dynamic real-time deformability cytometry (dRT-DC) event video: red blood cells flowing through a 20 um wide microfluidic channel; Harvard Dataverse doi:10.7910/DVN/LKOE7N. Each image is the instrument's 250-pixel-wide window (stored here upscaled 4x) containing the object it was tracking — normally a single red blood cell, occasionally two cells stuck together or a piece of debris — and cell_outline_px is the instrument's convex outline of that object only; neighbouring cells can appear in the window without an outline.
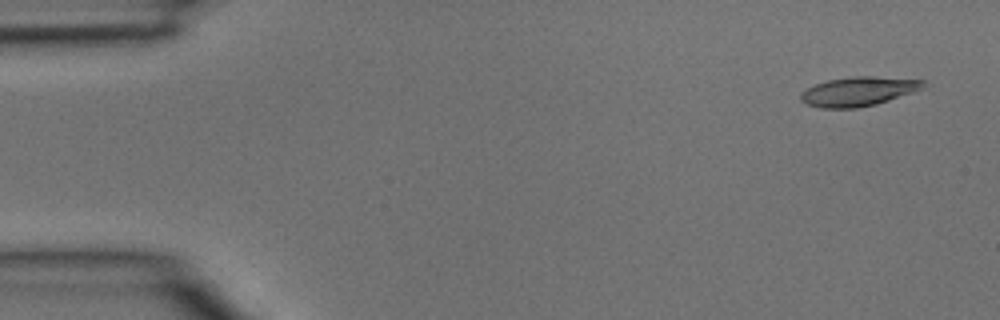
{"species": "common noctule bat (a hibernating species)", "species_latin": "Nyctalus noctula", "temperature_condition": "room temperature", "stored_images_in_passage": 38, "camera_frame_rate_fps": 3000, "um_per_image_px": 0.085, "animal": {"sex": "male", "body_mass_g": 15.6}, "frame": {"image": 1, "passage_image": 1, "time_ms": 0.0, "image_size_px": [1000, 320], "cell_outline_px": [[924, 88], [876, 104], [856, 108], [820, 108], [804, 104], [800, 100], [800, 92], [816, 84], [828, 80], [852, 76], [876, 76], [924, 80]], "centroid_in_image_um": [72.92, 7.77], "position_along_channel_um": 12.1, "area_um2": 20.87}}
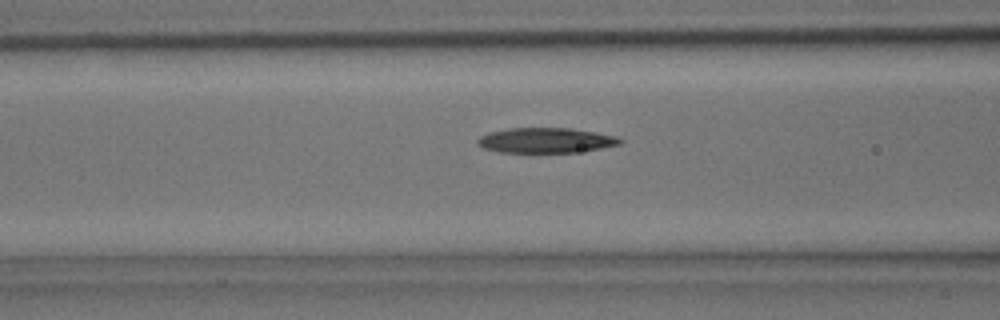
{"frame": {"image": 2, "passage_image": 14, "time_ms": 4.333, "image_size_px": [1000, 320], "cell_outline_px": [[624, 140], [620, 144], [600, 148], [576, 152], [500, 152], [484, 148], [476, 144], [476, 140], [480, 136], [488, 132], [508, 128], [572, 128], [596, 132], [616, 136]], "centroid_in_image_um": [46.37, 11.92], "position_along_channel_um": 120.2, "area_um2": 20.87}}
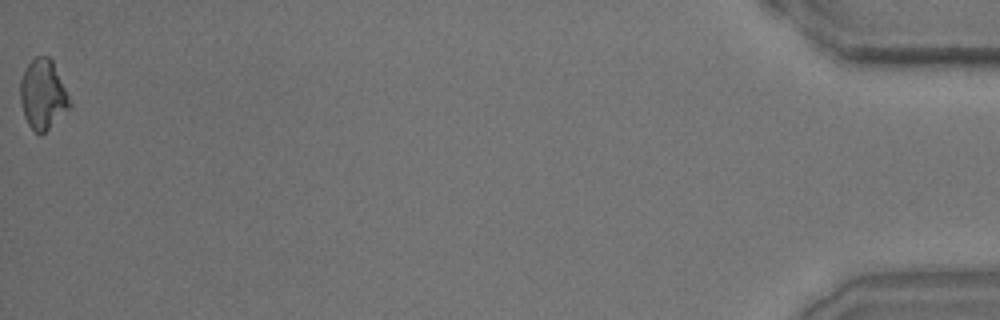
{"frame": {"image": 3, "passage_image": 38, "time_ms": 12.333, "image_size_px": [1000, 320], "cell_outline_px": [[72, 104], [40, 136], [28, 124], [24, 116], [20, 100], [20, 80], [28, 64], [36, 56], [48, 56], [52, 60]], "centroid_in_image_um": [3.62, 8.02], "position_along_channel_um": 431.6, "area_um2": 19.59}}